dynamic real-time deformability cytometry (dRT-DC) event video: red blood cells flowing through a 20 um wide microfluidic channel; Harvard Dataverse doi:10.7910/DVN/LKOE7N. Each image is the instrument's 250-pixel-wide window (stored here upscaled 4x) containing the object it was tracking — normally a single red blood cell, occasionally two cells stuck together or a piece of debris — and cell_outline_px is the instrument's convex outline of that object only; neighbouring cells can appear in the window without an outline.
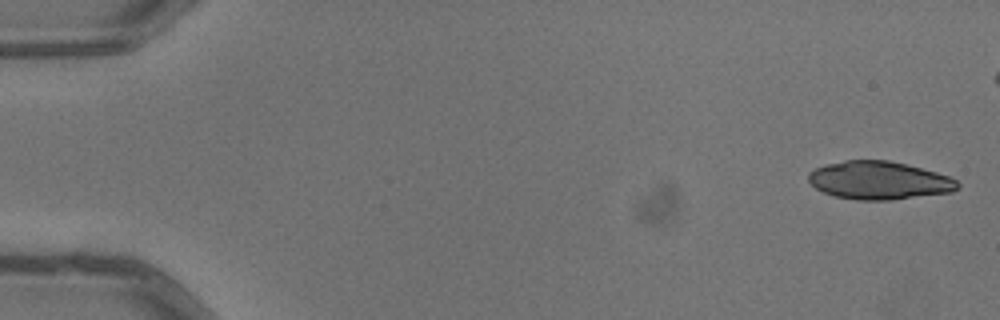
{"species": "common noctule bat (a hibernating species)", "species_latin": "Nyctalus noctula", "temperature_condition": "warm", "stored_images_in_passage": 5, "camera_frame_rate_fps": 3000, "um_per_image_px": 0.085, "animal": {"sex": "male", "body_mass_g": 13.3}, "frame": {"image": 1, "passage_image": 1, "time_ms": 0.0, "image_size_px": [1000, 320], "cell_outline_px": [[960, 188], [952, 192], [892, 200], [856, 200], [836, 196], [824, 192], [816, 188], [808, 180], [808, 172], [824, 164], [844, 160], [888, 160], [936, 172], [948, 176], [956, 180], [960, 184]], "centroid_in_image_um": [74.72, 15.33], "position_along_channel_um": 10.3, "area_um2": 33.12}}